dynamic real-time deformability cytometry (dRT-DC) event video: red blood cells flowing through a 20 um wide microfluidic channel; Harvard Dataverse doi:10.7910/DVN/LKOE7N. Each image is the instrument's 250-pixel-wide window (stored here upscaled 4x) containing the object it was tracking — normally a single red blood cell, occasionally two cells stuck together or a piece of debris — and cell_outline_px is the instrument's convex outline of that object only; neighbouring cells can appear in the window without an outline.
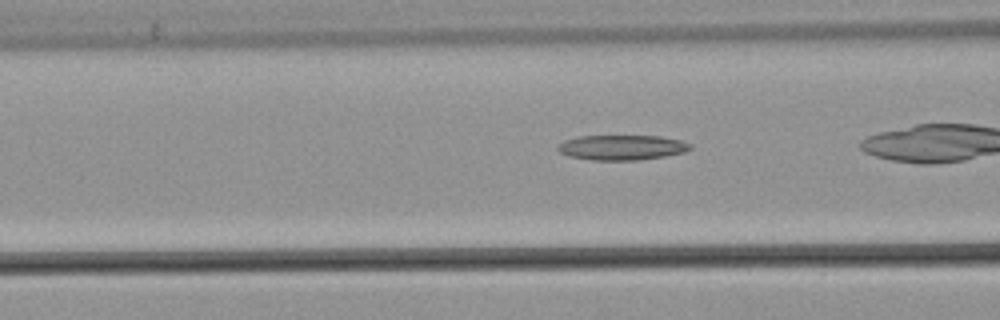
{"species": "common noctule bat (a hibernating species)", "species_latin": "Nyctalus noctula", "temperature_condition": "warm", "stored_images_in_passage": 32, "camera_frame_rate_fps": 3000, "um_per_image_px": 0.085, "animal": {"sex": "male", "body_mass_g": 21.5, "forearm_length_mm": 52.0}, "frame": {"image": 1, "passage_image": 14, "time_ms": 4.333, "image_size_px": [1000, 320], "cell_outline_px": [[692, 148], [684, 152], [664, 156], [640, 160], [592, 160], [568, 156], [560, 152], [556, 148], [564, 140], [576, 136], [660, 136], [680, 140], [692, 144]], "centroid_in_image_um": [52.85, 12.53], "position_along_channel_um": 113.7, "area_um2": 19.36}}